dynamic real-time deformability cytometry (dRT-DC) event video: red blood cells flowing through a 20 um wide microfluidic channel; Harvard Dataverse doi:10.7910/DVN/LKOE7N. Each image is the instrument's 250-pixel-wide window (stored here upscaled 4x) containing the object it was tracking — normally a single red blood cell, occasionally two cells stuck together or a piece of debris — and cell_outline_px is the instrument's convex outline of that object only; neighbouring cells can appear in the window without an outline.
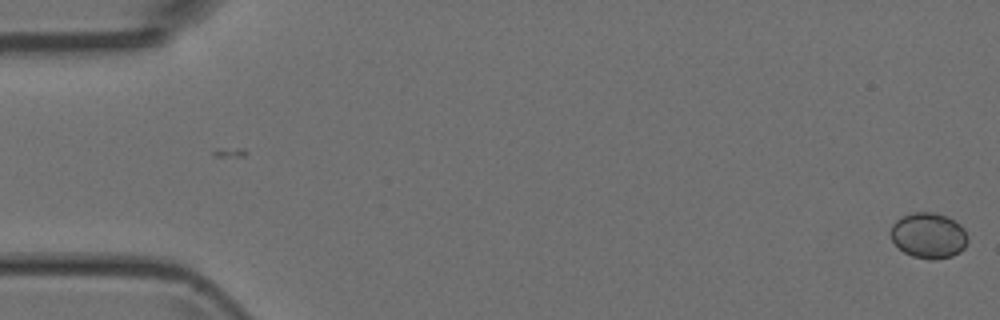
{"species": "Egyptian fruit bat (a non-hibernating species)", "species_latin": "Rousettus aegyptiacus", "temperature_condition": "room temperature", "stored_images_in_passage": 2, "camera_frame_rate_fps": 3000, "um_per_image_px": 0.085, "animal": {"sex": "female"}, "frame": {"image": 1, "passage_image": 2, "time_ms": 1.333, "image_size_px": [1000, 320], "cell_outline_px": [[968, 240], [964, 248], [960, 252], [952, 256], [936, 260], [928, 260], [912, 256], [904, 252], [892, 240], [892, 224], [896, 220], [912, 212], [932, 212], [948, 216], [960, 224], [964, 228], [968, 236]], "centroid_in_image_um": [78.97, 20.02], "position_along_channel_um": 6.0, "area_um2": 20.58}}